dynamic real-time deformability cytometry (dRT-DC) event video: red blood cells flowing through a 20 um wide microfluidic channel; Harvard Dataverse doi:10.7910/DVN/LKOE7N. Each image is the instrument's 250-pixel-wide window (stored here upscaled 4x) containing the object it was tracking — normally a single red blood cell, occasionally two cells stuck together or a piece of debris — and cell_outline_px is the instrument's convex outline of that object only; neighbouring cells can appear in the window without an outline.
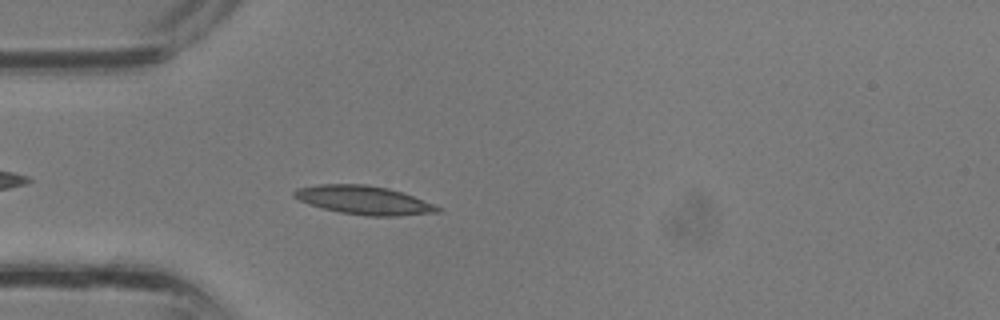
{"species": "common noctule bat (a hibernating species)", "species_latin": "Nyctalus noctula", "temperature_condition": "room temperature", "stored_images_in_passage": 28, "camera_frame_rate_fps": 3000, "um_per_image_px": 0.085, "animal": {"sex": "male", "body_mass_g": 13.3}, "frame": {"image": 1, "passage_image": 3, "time_ms": 0.667, "image_size_px": [1000, 320], "cell_outline_px": [[440, 212], [396, 216], [364, 216], [340, 212], [308, 204], [292, 196], [292, 192], [296, 188], [320, 184], [364, 184], [388, 188], [412, 196], [432, 204], [440, 208]], "centroid_in_image_um": [30.87, 17.01], "position_along_channel_um": 54.1, "area_um2": 23.7}}
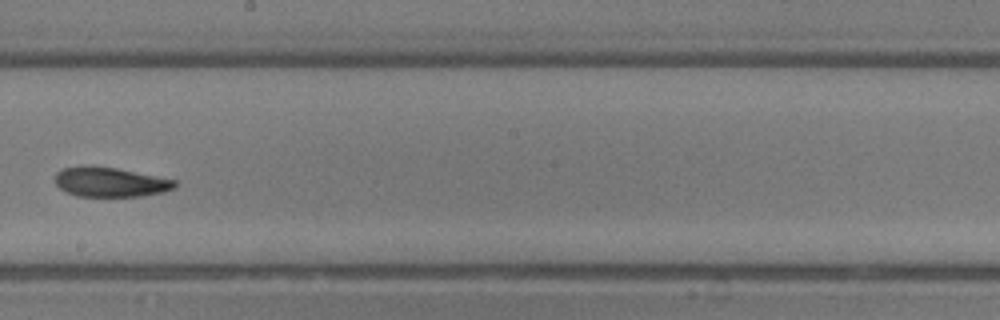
{"frame": {"image": 2, "passage_image": 13, "time_ms": 4.0, "image_size_px": [1000, 320], "cell_outline_px": [[176, 188], [164, 192], [140, 196], [76, 196], [64, 192], [56, 184], [56, 172], [64, 168], [116, 168], [176, 180]], "centroid_in_image_um": [9.41, 15.52], "position_along_channel_um": 238.8, "area_um2": 20.06}}
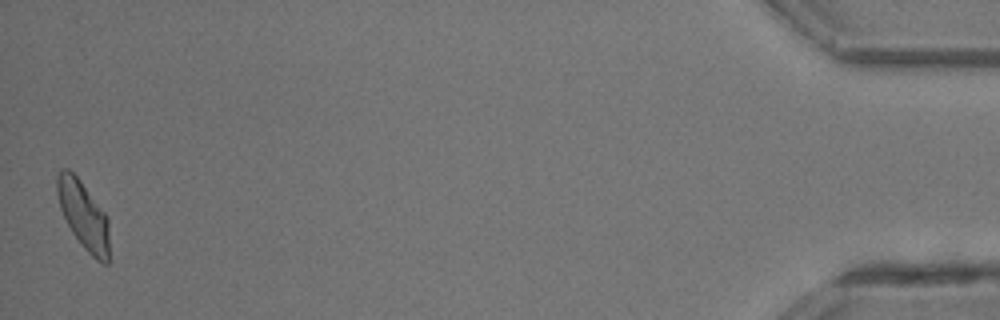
{"frame": {"image": 3, "passage_image": 28, "time_ms": 9.0, "image_size_px": [1000, 320], "cell_outline_px": [[108, 264], [104, 264], [96, 260], [84, 248], [72, 232], [60, 208], [56, 192], [56, 176], [64, 168], [68, 168], [80, 180], [108, 216]], "centroid_in_image_um": [7.09, 18.28], "position_along_channel_um": 428.1, "area_um2": 20.52}}